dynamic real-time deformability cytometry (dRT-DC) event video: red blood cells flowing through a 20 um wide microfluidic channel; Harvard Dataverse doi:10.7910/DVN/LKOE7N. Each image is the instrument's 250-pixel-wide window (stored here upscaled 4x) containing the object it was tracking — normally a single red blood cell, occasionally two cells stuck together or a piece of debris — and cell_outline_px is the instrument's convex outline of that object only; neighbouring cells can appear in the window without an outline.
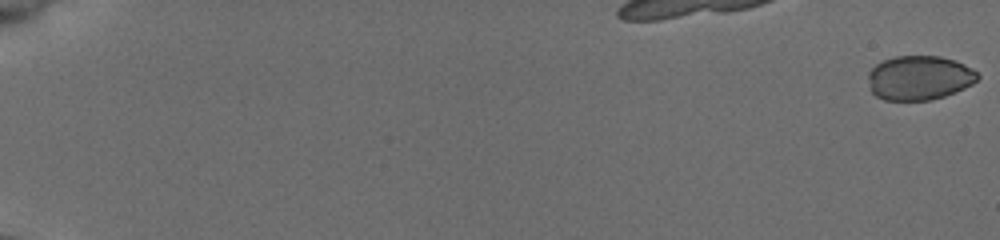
{"species": "common noctule bat (a hibernating species)", "species_latin": "Nyctalus noctula", "temperature_condition": "cold", "stored_images_in_passage": 18, "camera_frame_rate_fps": 3000, "um_per_image_px": 0.085, "animal": {"sex": "female", "body_mass_g": 19.5, "forearm_length_mm": 54.1}, "frame": {"image": 1, "passage_image": 1, "time_ms": 0.0, "image_size_px": [1000, 240], "cell_outline_px": [[980, 76], [972, 84], [964, 88], [944, 96], [928, 100], [884, 100], [876, 96], [872, 92], [868, 76], [868, 72], [876, 64], [884, 60], [896, 56], [940, 56], [956, 60], [972, 68]], "centroid_in_image_um": [78.14, 6.61], "position_along_channel_um": 6.9, "area_um2": 28.21}}
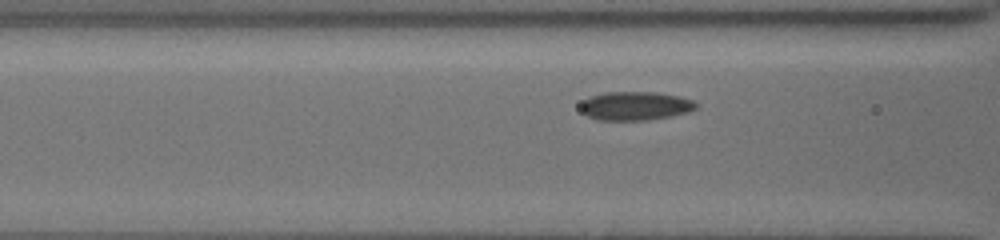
{"frame": {"image": 2, "passage_image": 16, "time_ms": 5.0, "image_size_px": [1000, 240], "cell_outline_px": [[700, 104], [696, 108], [688, 112], [672, 116], [648, 120], [596, 120], [588, 116], [580, 108], [580, 104], [584, 100], [592, 96], [604, 92], [656, 92], [680, 96], [692, 100]], "centroid_in_image_um": [54.03, 9.0], "position_along_channel_um": 112.6, "area_um2": 19.42}}